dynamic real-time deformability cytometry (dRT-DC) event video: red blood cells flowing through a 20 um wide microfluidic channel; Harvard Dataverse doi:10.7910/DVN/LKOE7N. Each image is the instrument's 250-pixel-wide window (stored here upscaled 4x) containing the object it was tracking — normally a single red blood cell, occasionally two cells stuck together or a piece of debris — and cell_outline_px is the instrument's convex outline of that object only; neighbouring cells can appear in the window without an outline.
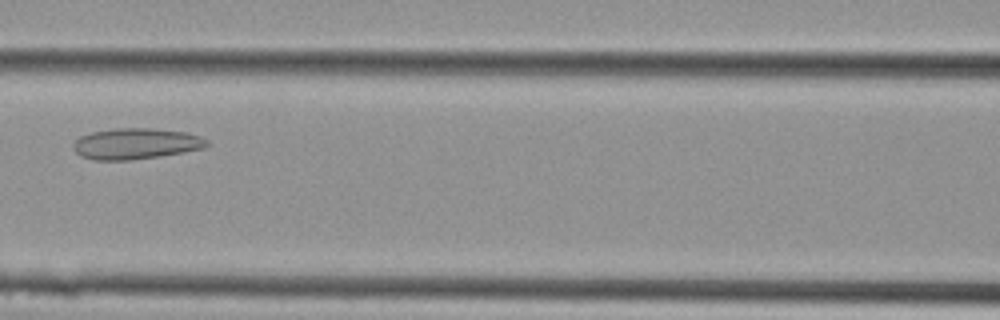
{"species": "Egyptian fruit bat (a non-hibernating species)", "species_latin": "Rousettus aegyptiacus", "temperature_condition": "cold", "stored_images_in_passage": 12, "camera_frame_rate_fps": 3000, "um_per_image_px": 0.085, "animal": {"sex": "female"}, "frame": {"image": 1, "passage_image": 10, "time_ms": 3.0, "image_size_px": [1000, 320], "cell_outline_px": [[208, 144], [204, 148], [184, 152], [160, 156], [128, 160], [92, 160], [80, 156], [72, 148], [72, 144], [80, 136], [92, 132], [116, 128], [152, 128], [184, 132], [200, 136], [208, 140]], "centroid_in_image_um": [11.52, 12.22], "position_along_channel_um": 155.1, "area_um2": 24.16}}